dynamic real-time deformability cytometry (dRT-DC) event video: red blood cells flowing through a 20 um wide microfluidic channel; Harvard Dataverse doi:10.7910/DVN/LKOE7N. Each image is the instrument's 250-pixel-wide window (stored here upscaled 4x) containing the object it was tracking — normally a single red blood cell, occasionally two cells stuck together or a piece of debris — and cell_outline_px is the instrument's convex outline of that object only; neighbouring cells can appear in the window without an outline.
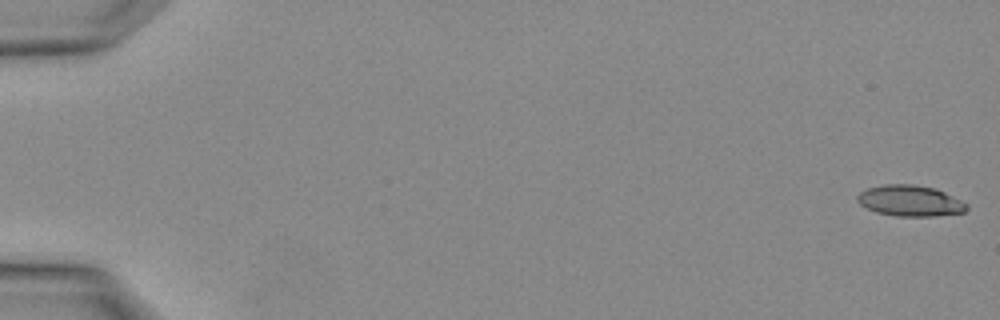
{"species": "Egyptian fruit bat (a non-hibernating species)", "species_latin": "Rousettus aegyptiacus", "temperature_condition": "warm", "stored_images_in_passage": 4, "camera_frame_rate_fps": 3000, "um_per_image_px": 0.085, "animal": {"sex": "female"}, "frame": {"image": 1, "passage_image": 1, "time_ms": 0.0, "image_size_px": [1000, 320], "cell_outline_px": [[968, 208], [964, 212], [936, 216], [896, 216], [876, 212], [860, 204], [856, 200], [856, 196], [860, 192], [868, 188], [884, 184], [912, 184], [936, 188], [968, 204]], "centroid_in_image_um": [77.35, 17.06], "position_along_channel_um": 7.6, "area_um2": 19.71}}